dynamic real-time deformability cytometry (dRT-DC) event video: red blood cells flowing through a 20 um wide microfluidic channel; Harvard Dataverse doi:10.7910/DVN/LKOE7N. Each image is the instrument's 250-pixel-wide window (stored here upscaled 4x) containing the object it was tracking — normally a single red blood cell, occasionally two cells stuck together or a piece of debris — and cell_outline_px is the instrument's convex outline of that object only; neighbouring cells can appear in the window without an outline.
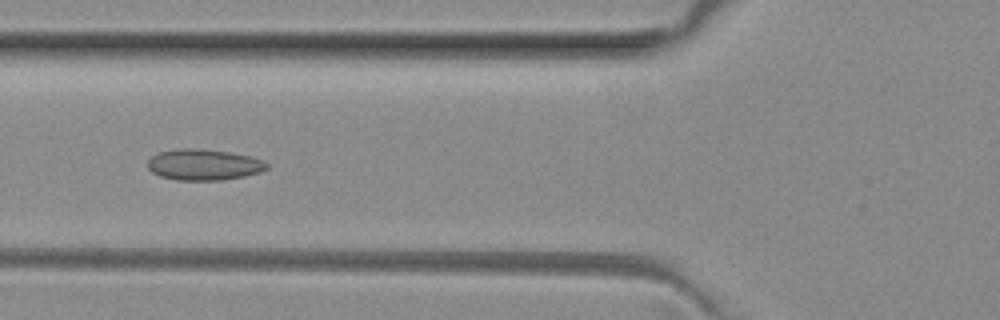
{"species": "common noctule bat (a hibernating species)", "species_latin": "Nyctalus noctula", "temperature_condition": "room temperature", "stored_images_in_passage": 48, "camera_frame_rate_fps": 3000, "um_per_image_px": 0.085, "animal": {"sex": "female", "body_mass_g": 29.2, "forearm_length_mm": 56.3}, "frame": {"image": 1, "passage_image": 16, "time_ms": 5.0, "image_size_px": [1000, 320], "cell_outline_px": [[268, 168], [260, 172], [244, 176], [220, 180], [176, 180], [160, 176], [152, 172], [148, 168], [148, 160], [156, 152], [180, 148], [196, 148], [228, 152], [252, 156], [264, 160], [268, 164]], "centroid_in_image_um": [17.31, 13.99], "position_along_channel_um": 108.5, "area_um2": 21.68}}
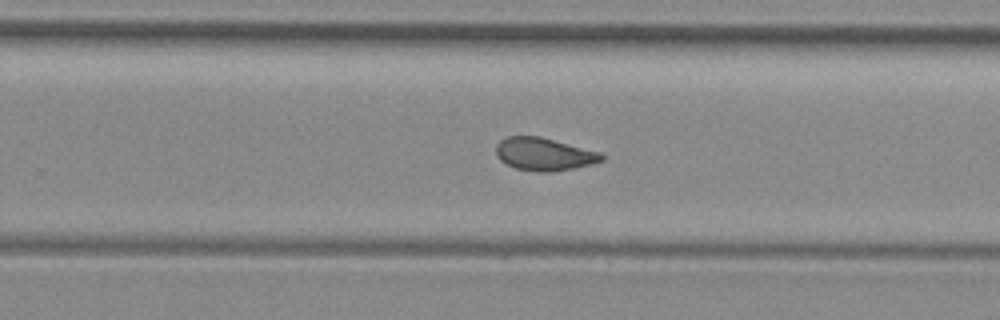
{"frame": {"image": 2, "passage_image": 29, "time_ms": 9.333, "image_size_px": [1000, 320], "cell_outline_px": [[604, 160], [592, 164], [552, 172], [536, 172], [516, 168], [500, 160], [496, 156], [496, 144], [500, 140], [508, 136], [540, 136], [600, 152], [604, 156]], "centroid_in_image_um": [46.23, 13.1], "position_along_channel_um": 283.6, "area_um2": 20.17}}
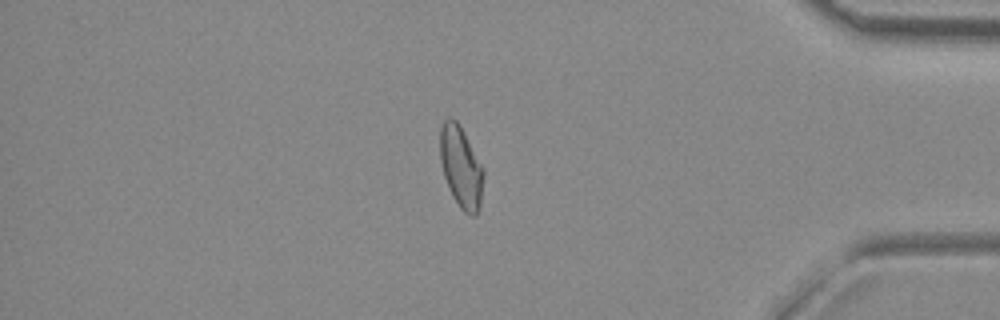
{"frame": {"image": 3, "passage_image": 40, "time_ms": 13.0, "image_size_px": [1000, 320], "cell_outline_px": [[484, 176], [480, 208], [476, 216], [472, 216], [464, 212], [460, 208], [452, 196], [444, 176], [440, 160], [440, 128], [444, 120], [448, 116], [456, 120], [484, 168]], "centroid_in_image_um": [39.19, 14.23], "position_along_channel_um": 396.0, "area_um2": 20.69}, "authors_computed_cell_mechanics": {"area_um2": 20.8369, "velocity_mm_per_s": 4.0541, "shape_relaxation_time_tau1_ms": 8.9686, "shape_relaxation_time_tau2_ms": 2.3364, "deformation_change_tau1": 0.1426, "deformation_change_tau2": 0.0722}}